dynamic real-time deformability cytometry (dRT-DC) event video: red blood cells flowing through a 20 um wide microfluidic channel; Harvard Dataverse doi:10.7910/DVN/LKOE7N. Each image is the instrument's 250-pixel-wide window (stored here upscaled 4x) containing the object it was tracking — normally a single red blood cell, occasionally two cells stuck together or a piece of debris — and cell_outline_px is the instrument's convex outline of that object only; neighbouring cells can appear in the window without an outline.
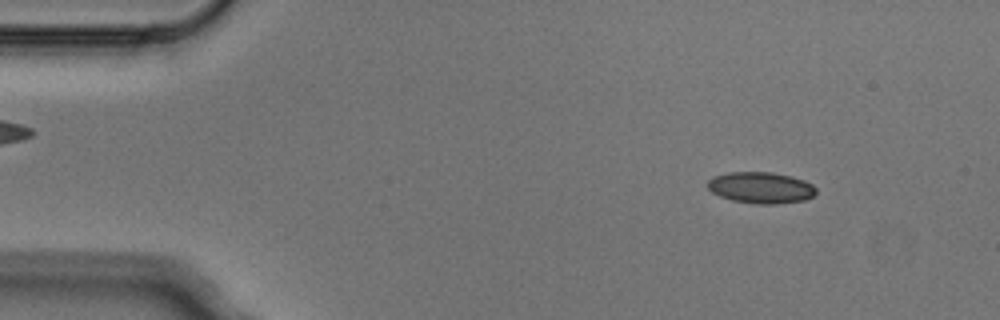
{"species": "Egyptian fruit bat (a non-hibernating species)", "species_latin": "Rousettus aegyptiacus", "temperature_condition": "cold", "stored_images_in_passage": 3, "camera_frame_rate_fps": 3000, "um_per_image_px": 0.085, "animal": {"sex": "male"}, "frame": {"image": 1, "passage_image": 1, "time_ms": 0.0, "image_size_px": [1000, 320], "cell_outline_px": [[816, 192], [812, 196], [804, 200], [776, 204], [752, 204], [732, 200], [720, 196], [712, 192], [708, 188], [708, 180], [712, 176], [728, 172], [772, 172], [792, 176], [804, 180], [812, 184], [816, 188]], "centroid_in_image_um": [64.66, 15.95], "position_along_channel_um": 20.3, "area_um2": 19.94}}